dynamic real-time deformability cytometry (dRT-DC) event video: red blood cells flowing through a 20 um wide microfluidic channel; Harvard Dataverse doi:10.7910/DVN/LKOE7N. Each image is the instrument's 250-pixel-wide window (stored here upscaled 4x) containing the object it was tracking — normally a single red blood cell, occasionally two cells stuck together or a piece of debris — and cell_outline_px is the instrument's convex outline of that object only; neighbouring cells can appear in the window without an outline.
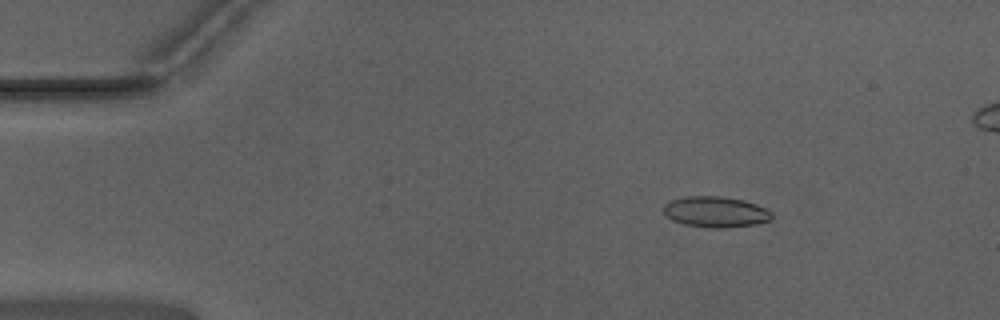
{"species": "Egyptian fruit bat (a non-hibernating species)", "species_latin": "Rousettus aegyptiacus", "temperature_condition": "warm", "stored_images_in_passage": 51, "camera_frame_rate_fps": 3000, "um_per_image_px": 0.085, "animal": {"sex": "male"}, "frame": {"image": 1, "passage_image": 8, "time_ms": 2.333, "image_size_px": [1000, 320], "cell_outline_px": [[772, 216], [768, 220], [756, 224], [724, 228], [716, 228], [684, 224], [672, 220], [664, 212], [664, 204], [668, 200], [684, 196], [720, 196], [744, 200], [756, 204], [772, 212]], "centroid_in_image_um": [60.8, 17.99], "position_along_channel_um": 24.2, "area_um2": 19.36}}
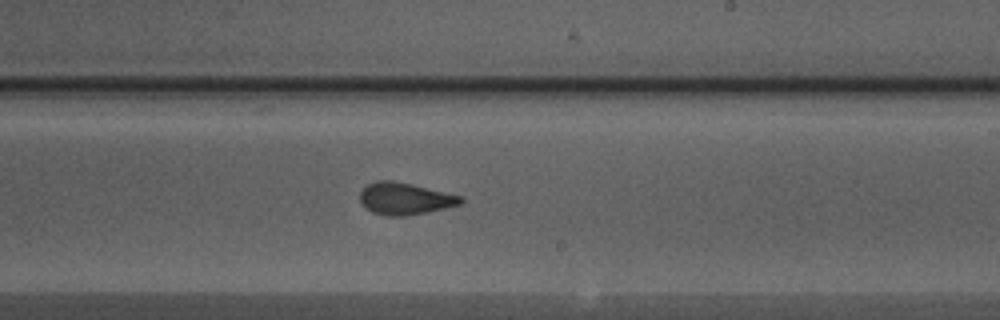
{"frame": {"image": 2, "passage_image": 31, "time_ms": 10.0, "image_size_px": [1000, 320], "cell_outline_px": [[464, 200], [460, 204], [444, 208], [404, 216], [384, 216], [372, 212], [360, 200], [360, 192], [368, 184], [376, 180], [392, 180], [412, 184], [460, 196]], "centroid_in_image_um": [34.38, 16.88], "position_along_channel_um": 254.6, "area_um2": 18.44}}
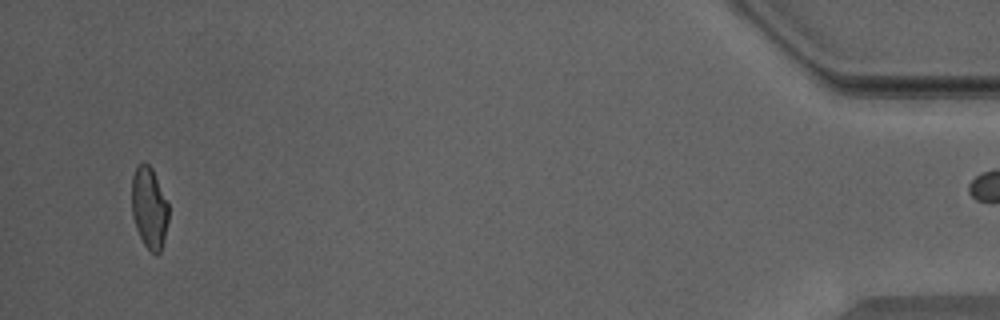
{"frame": {"image": 3, "passage_image": 50, "time_ms": 16.333, "image_size_px": [1000, 320], "cell_outline_px": [[168, 220], [160, 252], [156, 256], [144, 244], [136, 228], [132, 216], [132, 176], [136, 168], [144, 160], [152, 168], [168, 204]], "centroid_in_image_um": [12.67, 17.65], "position_along_channel_um": 422.5, "area_um2": 17.28}, "authors_computed_cell_mechanics": {"area_um2": 19.0162, "velocity_mm_per_s": 3.9828, "shape_relaxation_time_tau1_ms": 9.7911, "shape_relaxation_time_tau2_ms": 1.1362, "deformation_change_tau1": 0.2246, "deformation_change_tau2": 0.0724}}